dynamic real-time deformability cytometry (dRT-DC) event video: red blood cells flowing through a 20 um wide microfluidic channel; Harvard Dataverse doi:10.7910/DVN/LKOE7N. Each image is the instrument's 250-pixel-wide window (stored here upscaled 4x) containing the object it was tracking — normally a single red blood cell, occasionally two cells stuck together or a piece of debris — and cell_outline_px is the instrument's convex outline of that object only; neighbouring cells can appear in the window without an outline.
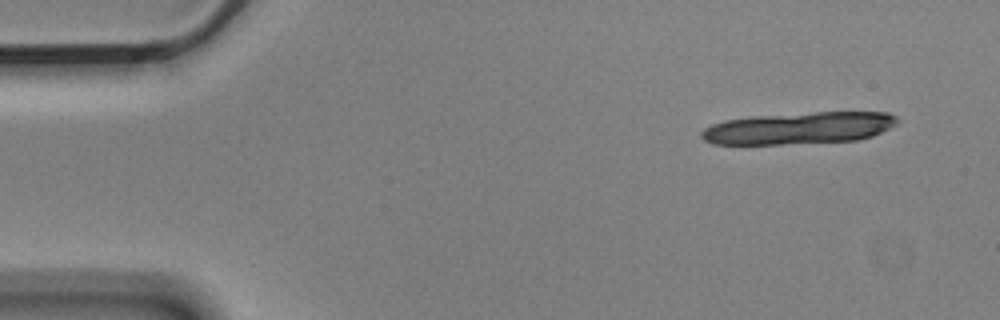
{"species": "Egyptian fruit bat (a non-hibernating species)", "species_latin": "Rousettus aegyptiacus", "temperature_condition": "cold", "stored_images_in_passage": 7, "camera_frame_rate_fps": 3000, "um_per_image_px": 0.085, "animal": {"sex": "male"}, "frame": {"image": 1, "passage_image": 1, "time_ms": 0.0, "image_size_px": [1000, 320], "cell_outline_px": [[900, 120], [896, 124], [872, 136], [856, 140], [780, 144], [712, 144], [704, 140], [700, 136], [700, 132], [704, 128], [712, 124], [728, 120], [756, 116], [816, 112], [888, 112], [896, 116]], "centroid_in_image_um": [67.91, 10.89], "position_along_channel_um": 17.1, "area_um2": 36.24}}
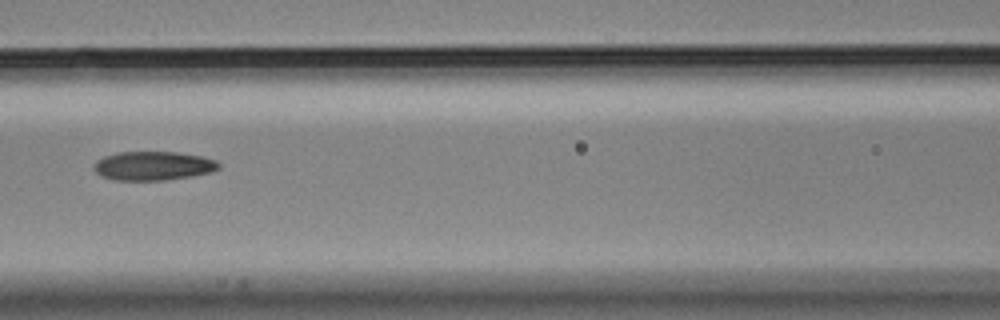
{"frame": {"image": 2, "passage_image": 6, "time_ms": 1.667, "image_size_px": [1000, 320], "cell_outline_px": [[220, 168], [212, 172], [192, 176], [168, 180], [112, 180], [100, 176], [96, 172], [96, 160], [104, 156], [120, 152], [176, 152], [204, 156], [216, 160], [220, 164]], "centroid_in_image_um": [13.07, 14.1], "position_along_channel_um": 153.5, "area_um2": 21.15}}
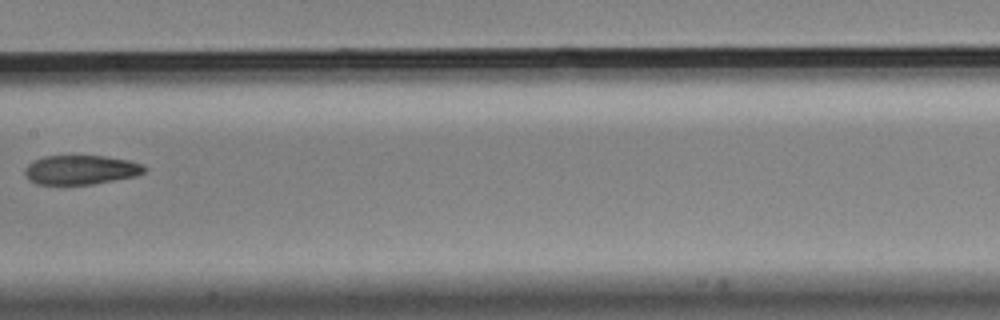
{"frame": {"image": 3, "passage_image": 7, "time_ms": 2.0, "image_size_px": [1000, 320], "cell_outline_px": [[148, 168], [144, 172], [136, 176], [92, 184], [36, 184], [28, 180], [24, 176], [24, 168], [28, 164], [44, 156], [104, 156], [128, 160], [144, 164]], "centroid_in_image_um": [6.87, 14.44], "position_along_channel_um": 200.5, "area_um2": 20.46}}